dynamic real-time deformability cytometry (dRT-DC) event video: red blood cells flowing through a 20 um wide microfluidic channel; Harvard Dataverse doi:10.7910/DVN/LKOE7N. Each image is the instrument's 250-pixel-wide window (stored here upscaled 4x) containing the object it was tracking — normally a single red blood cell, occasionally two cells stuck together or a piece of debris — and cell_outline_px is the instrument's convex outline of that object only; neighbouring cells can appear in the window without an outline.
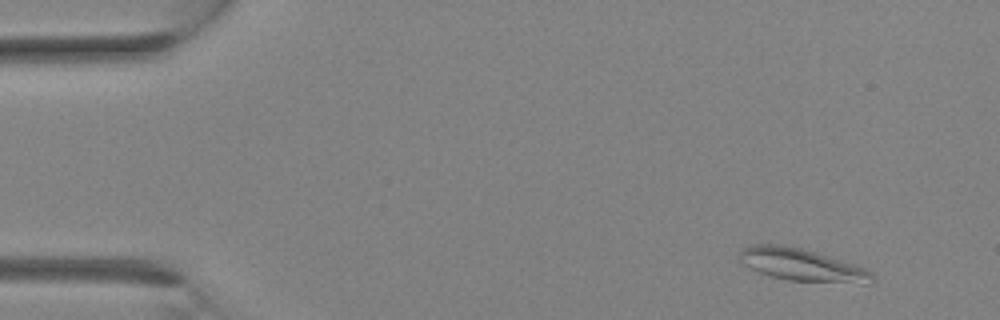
{"species": "Egyptian fruit bat (a non-hibernating species)", "species_latin": "Rousettus aegyptiacus", "temperature_condition": "room temperature", "stored_images_in_passage": 3, "camera_frame_rate_fps": 3000, "um_per_image_px": 0.085, "animal": {"sex": "female"}, "frame": {"image": 1, "passage_image": 1, "time_ms": 0.0, "image_size_px": [1000, 320], "cell_outline_px": [[876, 280], [872, 284], [860, 284], [788, 280], [768, 276], [744, 264], [740, 260], [740, 252], [748, 244], [780, 244], [800, 248], [832, 256], [864, 268], [872, 272]], "centroid_in_image_um": [68.23, 22.53], "position_along_channel_um": 16.8, "area_um2": 25.32}}